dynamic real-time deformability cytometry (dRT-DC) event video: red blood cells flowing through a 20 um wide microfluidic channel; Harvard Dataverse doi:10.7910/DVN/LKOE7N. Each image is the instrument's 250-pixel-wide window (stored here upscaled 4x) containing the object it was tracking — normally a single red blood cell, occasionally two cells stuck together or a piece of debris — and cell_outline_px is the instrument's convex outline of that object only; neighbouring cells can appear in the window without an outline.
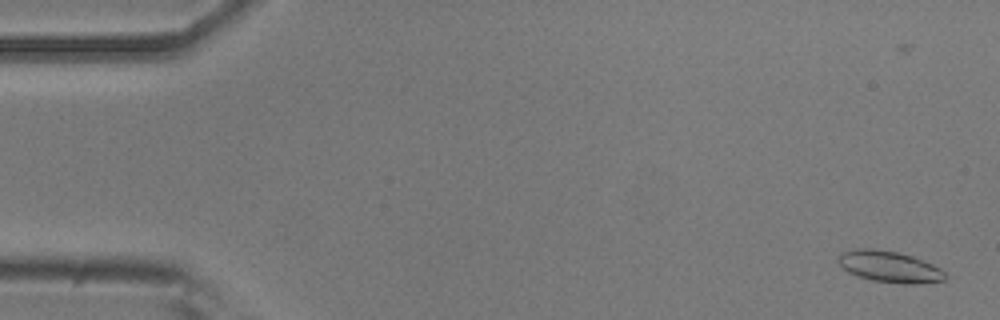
{"species": "common noctule bat (a hibernating species)", "species_latin": "Nyctalus noctula", "temperature_condition": "room temperature", "stored_images_in_passage": 52, "camera_frame_rate_fps": 3000, "um_per_image_px": 0.085, "animal": {"sex": "male", "body_mass_g": 20.5, "forearm_length_mm": 52.5}, "frame": {"image": 1, "passage_image": 2, "time_ms": 0.333, "image_size_px": [1000, 320], "cell_outline_px": [[948, 276], [944, 280], [920, 284], [904, 284], [872, 280], [848, 272], [836, 260], [840, 252], [856, 248], [872, 248], [896, 252], [912, 256], [932, 264], [940, 268]], "centroid_in_image_um": [75.6, 22.66], "position_along_channel_um": 9.4, "area_um2": 19.54}}
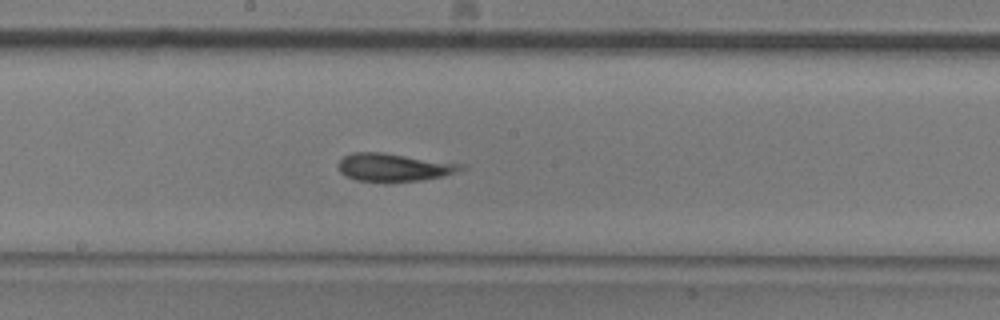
{"frame": {"image": 2, "passage_image": 28, "time_ms": 9.0, "image_size_px": [1000, 320], "cell_outline_px": [[468, 168], [444, 176], [420, 180], [388, 184], [384, 184], [356, 180], [340, 172], [340, 160], [344, 156], [352, 152], [380, 152], [468, 164]], "centroid_in_image_um": [33.55, 14.25], "position_along_channel_um": 214.6, "area_um2": 20.58}}
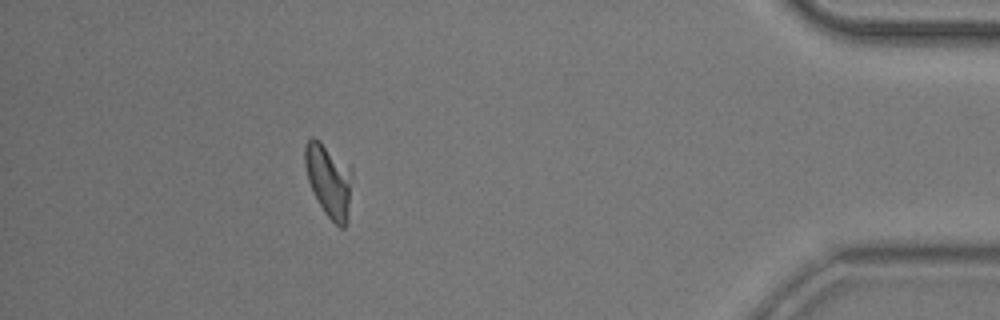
{"frame": {"image": 3, "passage_image": 47, "time_ms": 15.333, "image_size_px": [1000, 320], "cell_outline_px": [[352, 176], [348, 220], [344, 228], [340, 228], [324, 212], [308, 180], [304, 164], [304, 144], [312, 136], [320, 140], [352, 164]], "centroid_in_image_um": [27.98, 15.26], "position_along_channel_um": 407.2, "area_um2": 20.63}}